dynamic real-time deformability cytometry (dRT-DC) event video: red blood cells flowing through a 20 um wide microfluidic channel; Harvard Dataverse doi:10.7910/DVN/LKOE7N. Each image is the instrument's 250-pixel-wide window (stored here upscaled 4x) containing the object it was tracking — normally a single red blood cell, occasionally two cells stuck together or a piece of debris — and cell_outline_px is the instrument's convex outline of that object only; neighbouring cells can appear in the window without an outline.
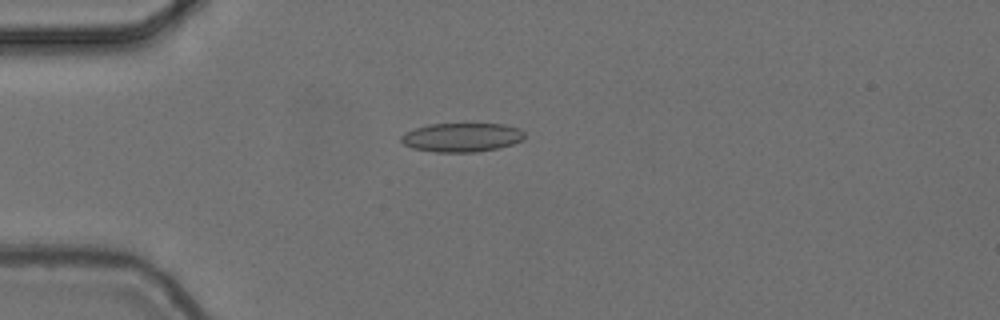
{"species": "common noctule bat (a hibernating species)", "species_latin": "Nyctalus noctula", "temperature_condition": "cold", "stored_images_in_passage": 6, "camera_frame_rate_fps": 3000, "um_per_image_px": 0.085, "animal": {"sex": "female", "body_mass_g": 24.6, "forearm_length_mm": 56.2}, "frame": {"image": 1, "passage_image": 4, "time_ms": 1.0, "image_size_px": [1000, 320], "cell_outline_px": [[524, 140], [512, 144], [496, 148], [476, 152], [436, 152], [412, 148], [404, 144], [400, 140], [400, 136], [404, 132], [428, 124], [504, 124], [520, 128], [524, 132]], "centroid_in_image_um": [39.24, 11.67], "position_along_channel_um": 45.8, "area_um2": 20.87}}
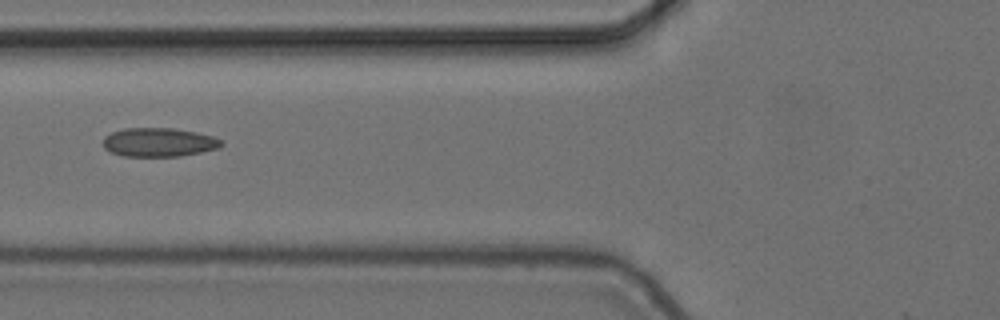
{"frame": {"image": 2, "passage_image": 6, "time_ms": 1.667, "image_size_px": [1000, 320], "cell_outline_px": [[224, 144], [220, 148], [180, 156], [124, 156], [112, 152], [104, 148], [104, 136], [112, 132], [124, 128], [172, 128], [196, 132], [212, 136], [224, 140]], "centroid_in_image_um": [13.54, 12.09], "position_along_channel_um": 112.3, "area_um2": 19.88}}